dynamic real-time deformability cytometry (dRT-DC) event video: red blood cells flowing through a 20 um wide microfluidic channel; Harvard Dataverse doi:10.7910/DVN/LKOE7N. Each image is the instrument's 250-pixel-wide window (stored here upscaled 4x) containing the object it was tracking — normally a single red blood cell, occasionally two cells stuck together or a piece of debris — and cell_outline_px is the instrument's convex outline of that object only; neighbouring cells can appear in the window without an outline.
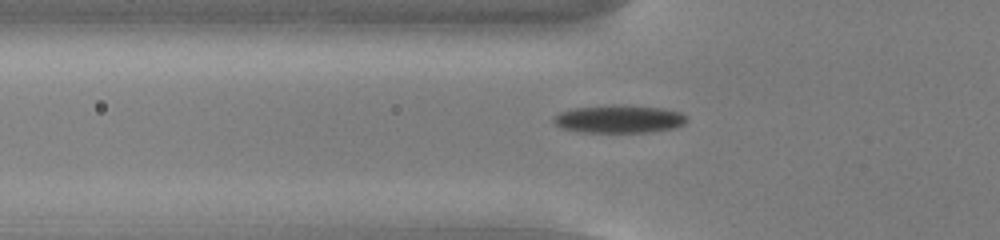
{"species": "common noctule bat (a hibernating species)", "species_latin": "Nyctalus noctula", "temperature_condition": "cold", "stored_images_in_passage": 49, "camera_frame_rate_fps": 3000, "um_per_image_px": 0.085, "animal": {"sex": "male", "body_mass_g": 13.0, "forearm_length_mm": 53.1}, "frame": {"image": 1, "passage_image": 13, "time_ms": 4.0, "image_size_px": [1000, 240], "cell_outline_px": [[688, 120], [684, 124], [672, 128], [652, 132], [576, 132], [560, 128], [552, 120], [552, 116], [560, 112], [572, 108], [612, 104], [660, 108], [680, 112], [688, 116]], "centroid_in_image_um": [52.57, 10.12], "position_along_channel_um": 73.2, "area_um2": 21.91}}
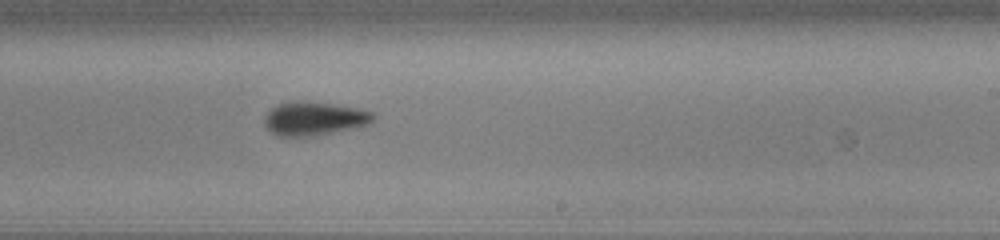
{"frame": {"image": 2, "passage_image": 28, "time_ms": 9.0, "image_size_px": [1000, 240], "cell_outline_px": [[376, 116], [368, 124], [360, 128], [312, 136], [276, 136], [264, 124], [264, 116], [276, 104], [296, 100], [300, 100], [332, 104], [356, 108], [372, 112]], "centroid_in_image_um": [26.7, 10.08], "position_along_channel_um": 262.3, "area_um2": 21.5}}
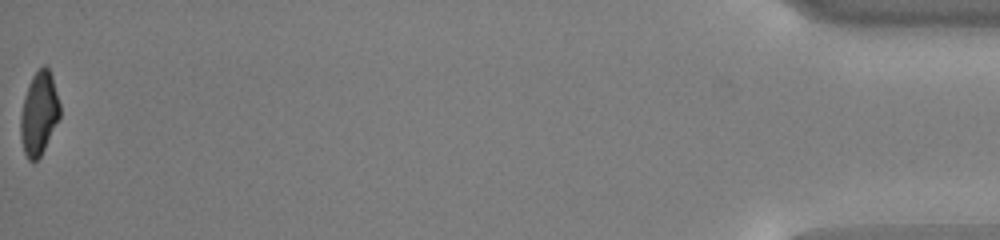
{"frame": {"image": 3, "passage_image": 49, "time_ms": 16.0, "image_size_px": [1000, 240], "cell_outline_px": [[60, 116], [40, 156], [32, 164], [28, 160], [24, 152], [20, 136], [20, 116], [24, 96], [28, 84], [32, 76], [44, 64], [48, 68], [52, 76], [60, 104]], "centroid_in_image_um": [3.3, 9.64], "position_along_channel_um": 431.9, "area_um2": 19.02}, "authors_computed_cell_mechanics": {"area_um2": 20.8658, "velocity_mm_per_s": 3.7878, "shape_relaxation_time_tau1_ms": 3.17, "shape_relaxation_time_tau2_ms": 6.8496, "deformation_change_tau1": 0.1322, "deformation_change_tau2": 0.1169}}